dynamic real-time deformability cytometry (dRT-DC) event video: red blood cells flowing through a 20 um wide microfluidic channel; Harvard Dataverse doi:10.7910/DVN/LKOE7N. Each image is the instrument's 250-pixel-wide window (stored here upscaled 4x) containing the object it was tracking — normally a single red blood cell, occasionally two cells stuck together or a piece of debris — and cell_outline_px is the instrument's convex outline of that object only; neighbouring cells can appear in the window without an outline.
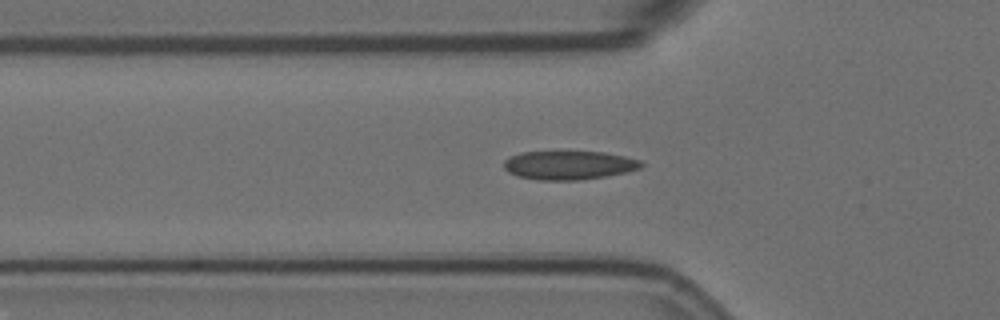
{"species": "Egyptian fruit bat (a non-hibernating species)", "species_latin": "Rousettus aegyptiacus", "temperature_condition": "room temperature", "stored_images_in_passage": 48, "camera_frame_rate_fps": 3000, "um_per_image_px": 0.085, "animal": {"sex": "female"}, "frame": {"image": 1, "passage_image": 9, "time_ms": 2.667, "image_size_px": [1000, 320], "cell_outline_px": [[644, 164], [640, 168], [628, 172], [608, 176], [580, 180], [536, 180], [516, 176], [508, 172], [504, 168], [504, 160], [520, 152], [604, 152], [624, 156], [640, 160]], "centroid_in_image_um": [48.36, 14.05], "position_along_channel_um": 77.4, "area_um2": 23.12}}
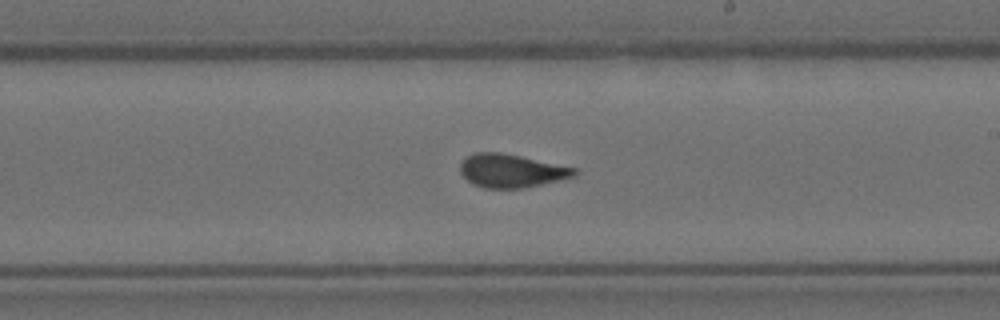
{"frame": {"image": 2, "passage_image": 23, "time_ms": 7.333, "image_size_px": [1000, 320], "cell_outline_px": [[580, 172], [576, 176], [524, 188], [484, 188], [472, 184], [460, 172], [460, 164], [468, 156], [476, 152], [500, 152], [520, 156], [576, 168]], "centroid_in_image_um": [43.48, 14.52], "position_along_channel_um": 245.5, "area_um2": 22.08}}
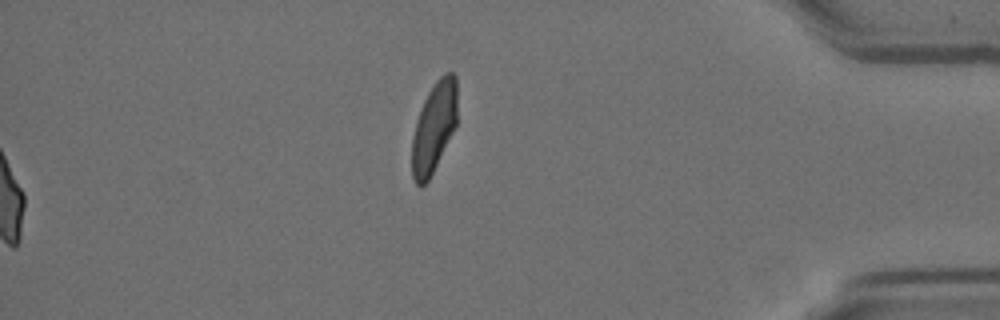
{"frame": {"image": 3, "passage_image": 48, "time_ms": 15.667, "image_size_px": [1000, 320], "cell_outline_px": [[456, 124], [428, 180], [420, 188], [416, 184], [412, 176], [412, 136], [416, 120], [420, 108], [428, 92], [436, 80], [444, 72], [452, 72], [456, 76]], "centroid_in_image_um": [36.86, 10.79], "position_along_channel_um": 398.3, "area_um2": 23.52}, "authors_computed_cell_mechanics": {"area_um2": 22.253, "velocity_mm_per_s": 3.5829, "shape_relaxation_time_tau1_ms": null, "shape_relaxation_time_tau2_ms": 1.2437, "deformation_change_tau1": null, "deformation_change_tau2": 0.0588}}